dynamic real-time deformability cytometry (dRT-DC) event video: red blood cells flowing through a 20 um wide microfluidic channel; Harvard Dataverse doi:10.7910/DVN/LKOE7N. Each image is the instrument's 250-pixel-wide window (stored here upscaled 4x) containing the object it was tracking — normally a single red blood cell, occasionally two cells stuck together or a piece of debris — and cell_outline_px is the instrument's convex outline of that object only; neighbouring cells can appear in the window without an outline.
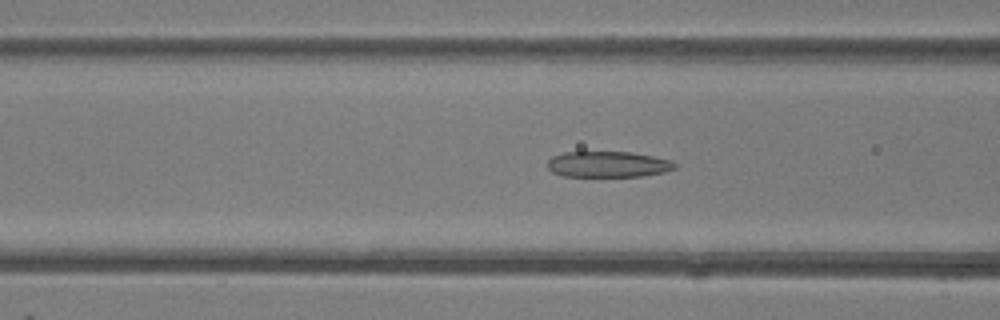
{"species": "common noctule bat (a hibernating species)", "species_latin": "Nyctalus noctula", "temperature_condition": "room temperature", "stored_images_in_passage": 47, "camera_frame_rate_fps": 3000, "um_per_image_px": 0.085, "animal": {"sex": "female"}, "frame": {"image": 1, "passage_image": 18, "time_ms": 5.667, "image_size_px": [1000, 320], "cell_outline_px": [[676, 168], [664, 172], [640, 176], [560, 176], [552, 172], [548, 168], [548, 160], [552, 156], [564, 152], [632, 152], [672, 160], [676, 164]], "centroid_in_image_um": [51.67, 13.96], "position_along_channel_um": 114.9, "area_um2": 19.25}}
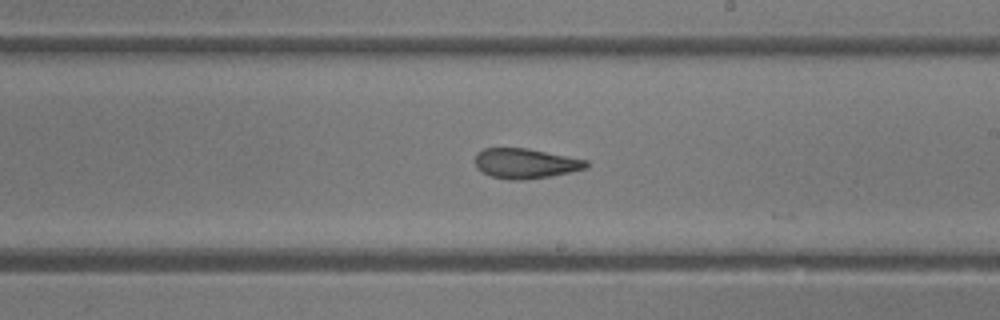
{"frame": {"image": 2, "passage_image": 27, "time_ms": 8.667, "image_size_px": [1000, 320], "cell_outline_px": [[588, 168], [548, 176], [524, 180], [508, 180], [492, 176], [480, 172], [476, 168], [472, 160], [476, 152], [484, 148], [528, 148], [588, 160]], "centroid_in_image_um": [44.59, 13.88], "position_along_channel_um": 244.4, "area_um2": 19.71}}
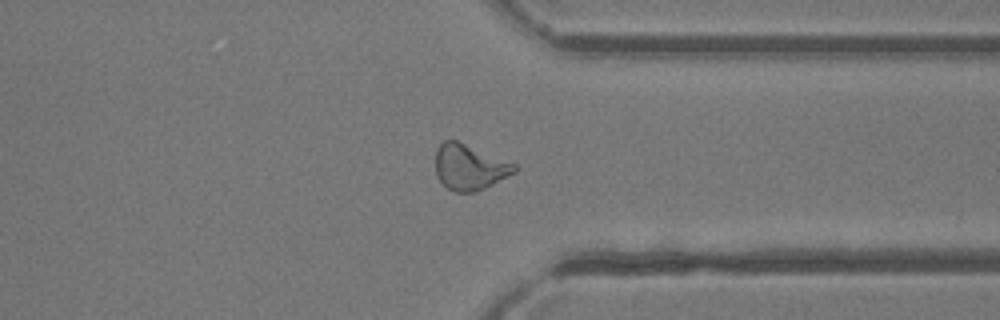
{"frame": {"image": 3, "passage_image": 36, "time_ms": 11.667, "image_size_px": [1000, 320], "cell_outline_px": [[520, 168], [516, 172], [476, 192], [456, 192], [448, 188], [436, 176], [436, 148], [444, 140], [456, 140], [516, 164]], "centroid_in_image_um": [39.91, 14.2], "position_along_channel_um": 371.5, "area_um2": 20.87}, "authors_computed_cell_mechanics": {"area_um2": 21.386, "velocity_mm_per_s": 4.3051, "shape_relaxation_time_tau1_ms": null, "shape_relaxation_time_tau2_ms": 0.8577, "deformation_change_tau1": null, "deformation_change_tau2": 0.0803}}